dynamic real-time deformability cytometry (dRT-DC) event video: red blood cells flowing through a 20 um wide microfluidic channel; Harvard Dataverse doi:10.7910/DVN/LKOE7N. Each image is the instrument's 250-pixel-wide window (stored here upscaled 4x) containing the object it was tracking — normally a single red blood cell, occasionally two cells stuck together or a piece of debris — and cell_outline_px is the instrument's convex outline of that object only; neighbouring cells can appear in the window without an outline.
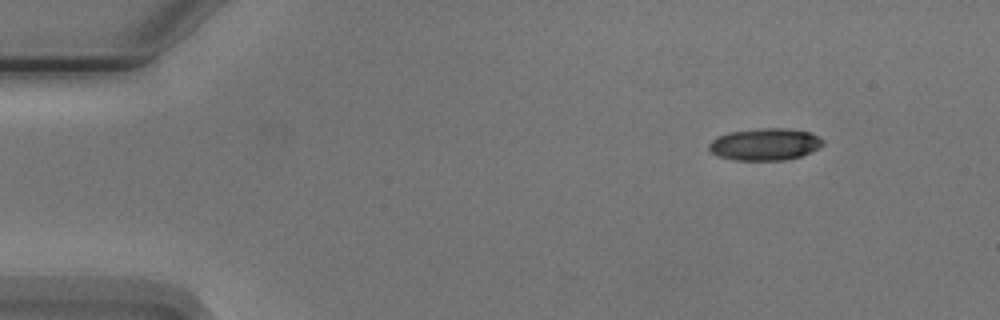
{"species": "Egyptian fruit bat (a non-hibernating species)", "species_latin": "Rousettus aegyptiacus", "temperature_condition": "cold", "stored_images_in_passage": 5, "camera_frame_rate_fps": 3000, "um_per_image_px": 0.085, "animal": {"sex": "male"}, "frame": {"image": 1, "passage_image": 1, "time_ms": 0.0, "image_size_px": [1000, 320], "cell_outline_px": [[824, 144], [820, 148], [800, 156], [784, 160], [736, 160], [720, 156], [712, 152], [708, 148], [708, 144], [716, 136], [732, 132], [760, 128], [788, 128], [808, 132], [824, 140]], "centroid_in_image_um": [65.03, 12.26], "position_along_channel_um": 20.0, "area_um2": 21.15}}